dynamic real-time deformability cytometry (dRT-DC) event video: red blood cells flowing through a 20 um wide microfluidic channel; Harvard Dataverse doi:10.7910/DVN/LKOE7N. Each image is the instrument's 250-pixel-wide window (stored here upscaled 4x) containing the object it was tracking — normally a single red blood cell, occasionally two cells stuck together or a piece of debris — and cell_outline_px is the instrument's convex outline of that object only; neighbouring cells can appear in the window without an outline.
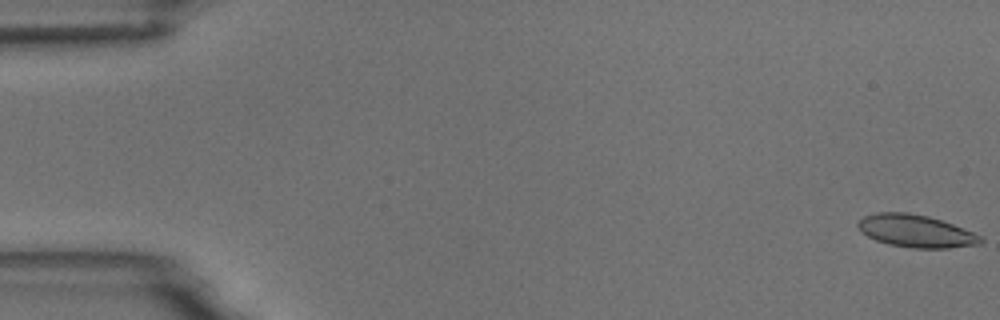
{"species": "common noctule bat (a hibernating species)", "species_latin": "Nyctalus noctula", "temperature_condition": "room temperature", "stored_images_in_passage": 5, "camera_frame_rate_fps": 3000, "um_per_image_px": 0.085, "animal": {"sex": "male", "body_mass_g": 18.8}, "frame": {"image": 1, "passage_image": 1, "time_ms": 0.0, "image_size_px": [1000, 320], "cell_outline_px": [[984, 240], [980, 244], [948, 248], [912, 248], [888, 244], [876, 240], [860, 232], [856, 224], [864, 216], [876, 212], [908, 212], [928, 216], [952, 224], [984, 236]], "centroid_in_image_um": [77.85, 19.64], "position_along_channel_um": 7.2, "area_um2": 23.35}}
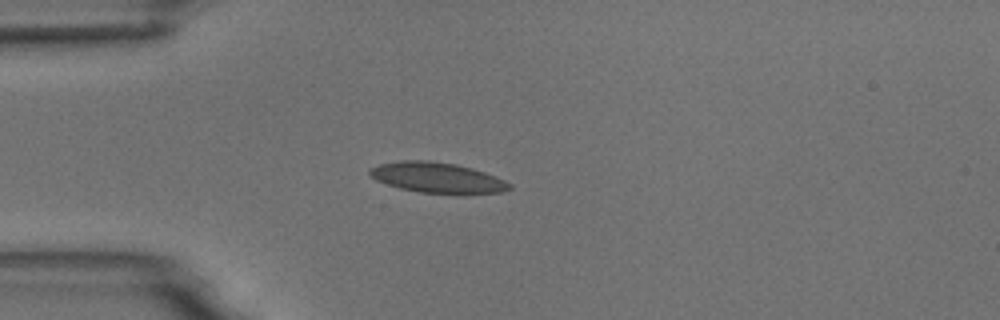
{"frame": {"image": 2, "passage_image": 5, "time_ms": 4.667, "image_size_px": [1000, 320], "cell_outline_px": [[512, 188], [504, 192], [460, 196], [420, 192], [400, 188], [376, 180], [368, 176], [368, 168], [380, 164], [400, 160], [428, 160], [456, 164], [472, 168], [484, 172], [504, 180], [512, 184]], "centroid_in_image_um": [37.2, 15.13], "position_along_channel_um": 47.8, "area_um2": 25.55}}